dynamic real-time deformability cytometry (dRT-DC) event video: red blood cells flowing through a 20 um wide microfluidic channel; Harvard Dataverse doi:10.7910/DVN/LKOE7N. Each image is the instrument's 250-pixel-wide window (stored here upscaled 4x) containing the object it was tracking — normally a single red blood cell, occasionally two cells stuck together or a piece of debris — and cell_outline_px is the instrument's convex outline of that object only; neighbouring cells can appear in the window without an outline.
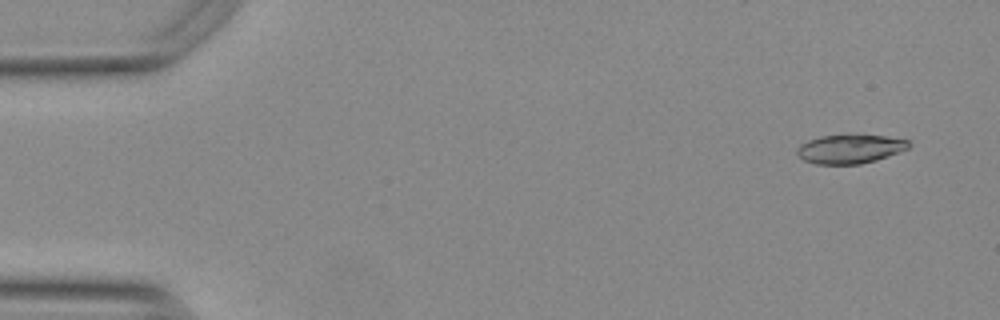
{"species": "Egyptian fruit bat (a non-hibernating species)", "species_latin": "Rousettus aegyptiacus", "temperature_condition": "warm", "stored_images_in_passage": 31, "camera_frame_rate_fps": 3000, "um_per_image_px": 0.085, "animal": {"sex": "female"}, "frame": {"image": 1, "passage_image": 4, "time_ms": 1.0, "image_size_px": [1000, 320], "cell_outline_px": [[912, 144], [908, 148], [888, 156], [876, 160], [860, 164], [816, 164], [804, 160], [796, 152], [796, 148], [800, 144], [808, 140], [820, 136], [884, 136], [908, 140]], "centroid_in_image_um": [72.23, 12.67], "position_along_channel_um": 12.8, "area_um2": 18.5}}
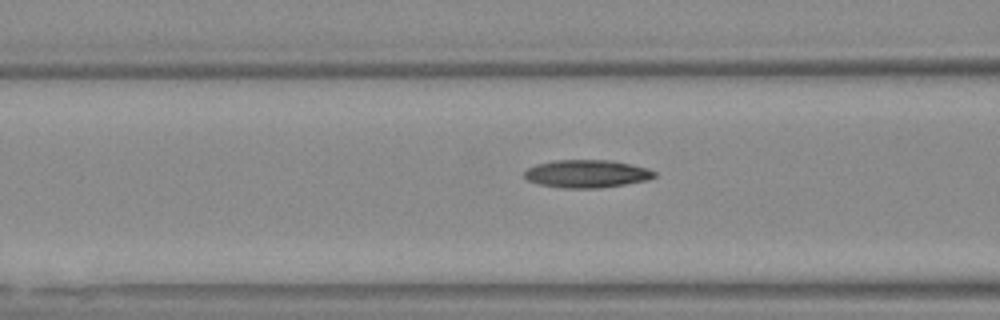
{"frame": {"image": 2, "passage_image": 22, "time_ms": 7.0, "image_size_px": [1000, 320], "cell_outline_px": [[656, 176], [648, 180], [600, 188], [564, 188], [540, 184], [528, 180], [524, 176], [524, 172], [528, 168], [536, 164], [556, 160], [608, 160], [648, 168], [656, 172]], "centroid_in_image_um": [49.88, 14.77], "position_along_channel_um": 116.7, "area_um2": 20.92}}
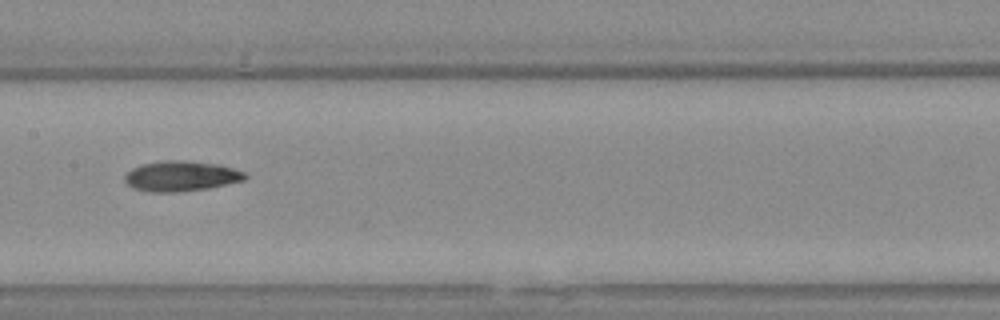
{"frame": {"image": 3, "passage_image": 28, "time_ms": 9.0, "image_size_px": [1000, 320], "cell_outline_px": [[248, 176], [244, 180], [208, 188], [172, 192], [152, 192], [136, 188], [128, 184], [124, 180], [124, 176], [132, 168], [140, 164], [160, 160], [184, 160], [220, 164], [244, 172]], "centroid_in_image_um": [15.39, 14.95], "position_along_channel_um": 192.0, "area_um2": 21.15}}